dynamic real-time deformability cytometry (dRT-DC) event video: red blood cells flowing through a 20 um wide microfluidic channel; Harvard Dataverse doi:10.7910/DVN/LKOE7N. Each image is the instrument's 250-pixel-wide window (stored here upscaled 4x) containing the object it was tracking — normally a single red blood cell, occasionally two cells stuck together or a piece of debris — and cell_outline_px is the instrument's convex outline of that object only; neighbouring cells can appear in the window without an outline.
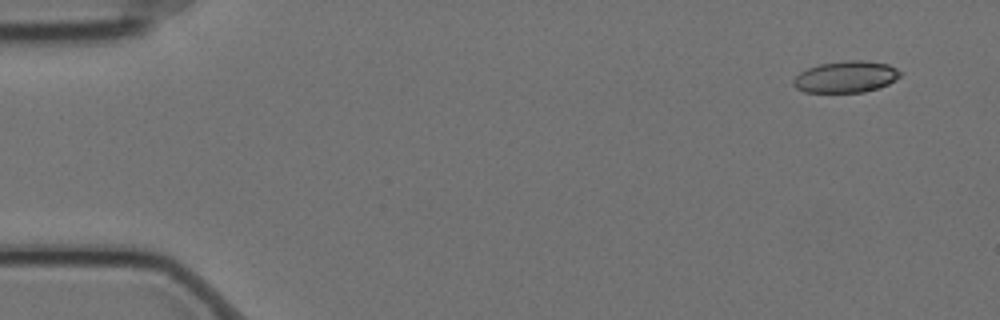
{"species": "Egyptian fruit bat (a non-hibernating species)", "species_latin": "Rousettus aegyptiacus", "temperature_condition": "cold", "stored_images_in_passage": 4, "camera_frame_rate_fps": 3000, "um_per_image_px": 0.085, "animal": {"sex": "female"}, "frame": {"image": 1, "passage_image": 4, "time_ms": 1.0, "image_size_px": [1000, 320], "cell_outline_px": [[904, 72], [900, 76], [888, 84], [880, 88], [864, 92], [804, 92], [796, 88], [792, 84], [792, 80], [800, 72], [808, 68], [820, 64], [844, 60], [864, 60], [888, 64]], "centroid_in_image_um": [71.92, 6.53], "position_along_channel_um": 13.1, "area_um2": 19.83}}